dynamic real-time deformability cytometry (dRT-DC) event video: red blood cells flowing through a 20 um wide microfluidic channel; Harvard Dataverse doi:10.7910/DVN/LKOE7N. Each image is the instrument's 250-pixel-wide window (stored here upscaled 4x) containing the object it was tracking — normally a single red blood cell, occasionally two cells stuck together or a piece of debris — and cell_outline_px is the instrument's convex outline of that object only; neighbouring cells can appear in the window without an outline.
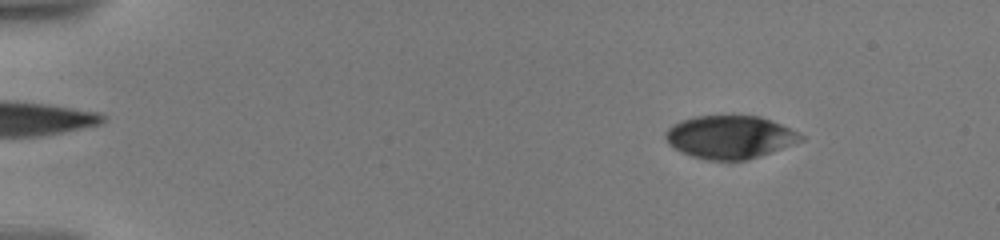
{"species": "human", "species_latin": "Homo sapiens", "temperature_condition": "warm", "stored_images_in_passage": 31, "camera_frame_rate_fps": 3000, "um_per_image_px": 0.085, "donor": {"sex": "male"}, "frame": {"image": 1, "passage_image": 11, "time_ms": 2.333, "image_size_px": [1000, 240], "cell_outline_px": [[804, 140], [772, 152], [760, 156], [744, 160], [704, 160], [680, 152], [668, 144], [664, 136], [664, 132], [672, 124], [680, 120], [696, 116], [760, 116], [780, 124], [804, 136]], "centroid_in_image_um": [61.99, 11.66], "position_along_channel_um": 23.0, "area_um2": 33.93}}
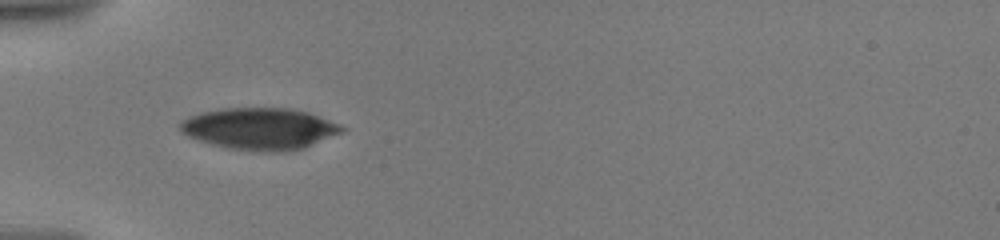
{"frame": {"image": 2, "passage_image": 30, "time_ms": 6.333, "image_size_px": [1000, 240], "cell_outline_px": [[348, 128], [344, 132], [304, 148], [276, 152], [268, 152], [228, 148], [212, 144], [188, 136], [180, 132], [176, 124], [180, 120], [188, 116], [200, 112], [220, 108], [292, 108], [308, 112], [340, 124]], "centroid_in_image_um": [22.06, 10.93], "position_along_channel_um": 62.9, "area_um2": 39.71}}